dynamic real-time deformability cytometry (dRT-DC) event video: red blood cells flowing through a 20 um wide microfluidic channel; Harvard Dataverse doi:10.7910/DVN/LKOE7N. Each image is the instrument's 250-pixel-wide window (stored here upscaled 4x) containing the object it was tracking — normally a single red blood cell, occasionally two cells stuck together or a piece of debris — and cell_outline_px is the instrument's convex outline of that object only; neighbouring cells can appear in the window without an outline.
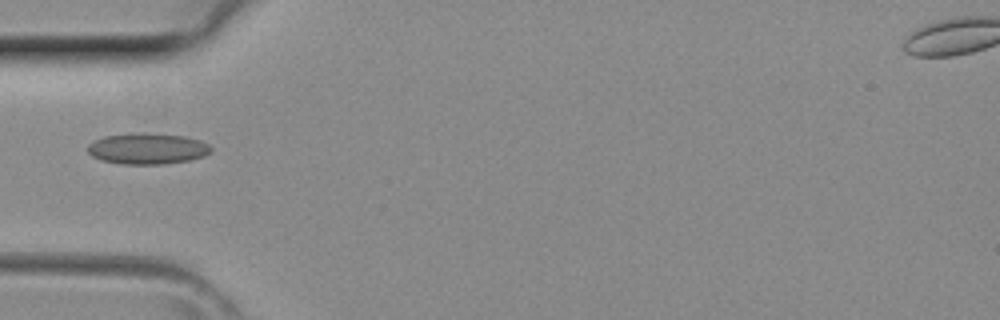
{"species": "common noctule bat (a hibernating species)", "species_latin": "Nyctalus noctula", "temperature_condition": "room temperature", "stored_images_in_passage": 24, "camera_frame_rate_fps": 3000, "um_per_image_px": 0.085, "animal": {"sex": "female", "body_mass_g": 29.2, "forearm_length_mm": 56.3}, "frame": {"image": 1, "passage_image": 1, "time_ms": 0.0, "image_size_px": [1000, 320], "cell_outline_px": [[212, 152], [204, 156], [188, 160], [164, 164], [120, 164], [100, 160], [92, 156], [88, 152], [88, 144], [104, 136], [132, 132], [184, 136], [200, 140], [208, 144], [212, 148]], "centroid_in_image_um": [12.52, 12.63], "position_along_channel_um": 72.5, "area_um2": 22.37}}
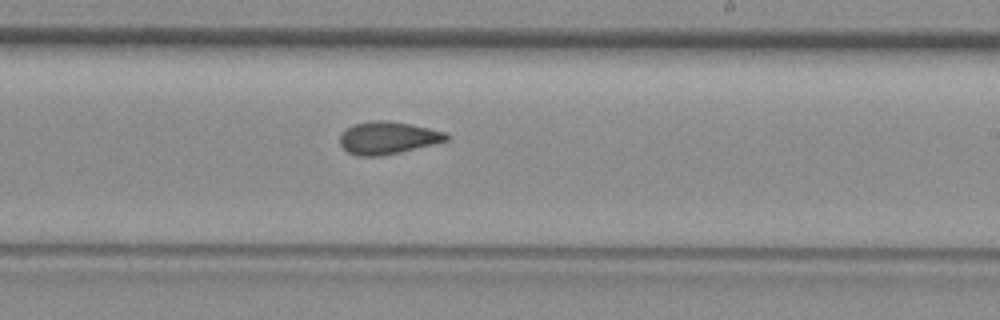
{"frame": {"image": 2, "passage_image": 12, "time_ms": 3.667, "image_size_px": [1000, 320], "cell_outline_px": [[448, 140], [400, 152], [380, 156], [356, 156], [348, 152], [340, 144], [340, 136], [348, 128], [356, 124], [376, 120], [388, 120], [412, 124], [444, 132], [448, 136]], "centroid_in_image_um": [32.95, 11.72], "position_along_channel_um": 256.0, "area_um2": 19.83}}
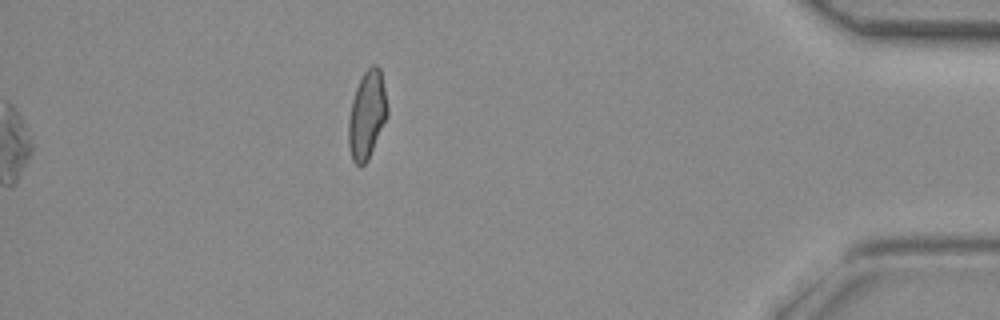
{"frame": {"image": 3, "passage_image": 24, "time_ms": 7.667, "image_size_px": [1000, 320], "cell_outline_px": [[388, 116], [368, 160], [364, 164], [356, 164], [352, 160], [348, 144], [348, 120], [352, 100], [356, 88], [364, 72], [372, 64], [376, 64], [380, 68], [388, 108]], "centroid_in_image_um": [31.19, 9.77], "position_along_channel_um": 404.0, "area_um2": 19.88}}